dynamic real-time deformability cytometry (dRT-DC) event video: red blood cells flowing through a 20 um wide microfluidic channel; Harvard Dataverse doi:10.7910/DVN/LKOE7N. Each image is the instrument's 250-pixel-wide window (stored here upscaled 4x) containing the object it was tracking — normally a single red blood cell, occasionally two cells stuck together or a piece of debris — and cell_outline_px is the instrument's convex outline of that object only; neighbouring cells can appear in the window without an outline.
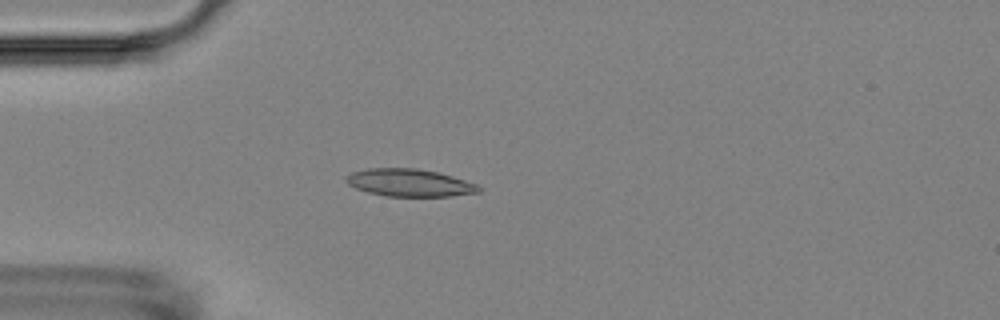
{"species": "Egyptian fruit bat (a non-hibernating species)", "species_latin": "Rousettus aegyptiacus", "temperature_condition": "room temperature", "stored_images_in_passage": 4, "camera_frame_rate_fps": 3000, "um_per_image_px": 0.085, "animal": {"sex": "female"}, "frame": {"image": 1, "passage_image": 4, "time_ms": 3.333, "image_size_px": [1000, 320], "cell_outline_px": [[480, 192], [448, 196], [388, 196], [368, 192], [356, 188], [348, 184], [344, 180], [344, 176], [352, 172], [368, 168], [416, 168], [436, 172], [452, 176], [476, 184], [480, 188]], "centroid_in_image_um": [34.75, 15.52], "position_along_channel_um": 50.2, "area_um2": 21.1}}